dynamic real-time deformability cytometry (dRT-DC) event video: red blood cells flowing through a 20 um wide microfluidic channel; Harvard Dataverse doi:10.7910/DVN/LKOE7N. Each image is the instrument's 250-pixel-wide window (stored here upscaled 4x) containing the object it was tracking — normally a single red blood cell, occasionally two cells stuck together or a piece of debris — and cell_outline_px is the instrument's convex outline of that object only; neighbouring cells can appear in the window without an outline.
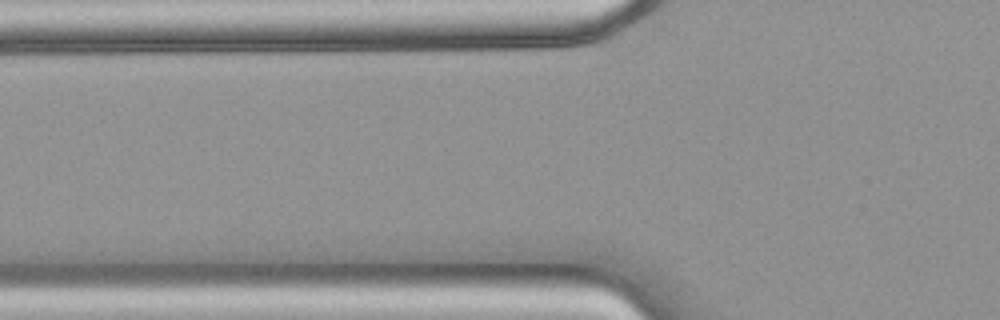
{"species": "common noctule bat (a hibernating species)", "species_latin": "Nyctalus noctula", "temperature_condition": "warm", "stored_images_in_passage": 4, "camera_frame_rate_fps": 3000, "um_per_image_px": 0.085, "animal": {"sex": "female", "body_mass_g": 18.4}, "frame": {"image": 1, "passage_image": 2, "time_ms": 0.333, "image_size_px": [1000, 320], "cell_outline_px": [[580, 268], [576, 284], [508, 288], [480, 288], [368, 284], [376, 268]], "centroid_in_image_um": [40.43, 23.56], "position_along_channel_um": 85.4, "area_um2": 27.22}}